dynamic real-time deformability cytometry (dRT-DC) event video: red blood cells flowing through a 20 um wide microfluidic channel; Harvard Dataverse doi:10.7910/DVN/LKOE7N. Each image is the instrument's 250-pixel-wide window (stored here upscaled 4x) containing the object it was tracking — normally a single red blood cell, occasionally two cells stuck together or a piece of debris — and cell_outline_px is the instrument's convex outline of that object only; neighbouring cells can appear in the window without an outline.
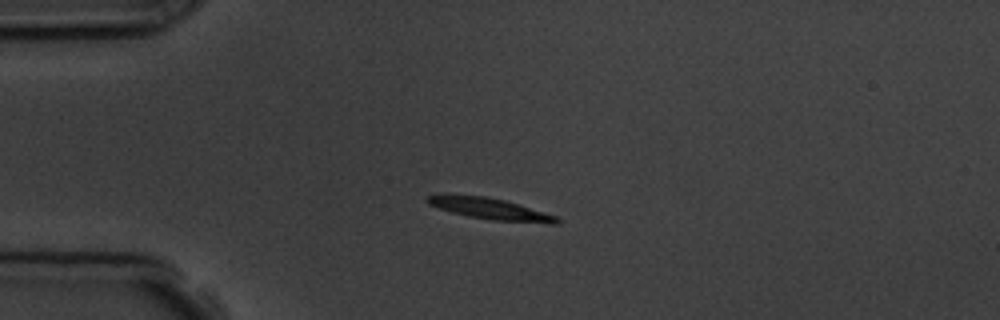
{"species": "common noctule bat (a hibernating species)", "species_latin": "Nyctalus noctula", "temperature_condition": "room temperature", "stored_images_in_passage": 5, "camera_frame_rate_fps": 3000, "um_per_image_px": 0.085, "animal": {"sex": "male", "body_mass_g": 19.5, "forearm_length_mm": 54.6}, "frame": {"image": 1, "passage_image": 4, "time_ms": 4.333, "image_size_px": [1000, 320], "cell_outline_px": [[560, 224], [548, 224], [492, 220], [468, 216], [452, 212], [428, 204], [424, 200], [428, 196], [440, 192], [444, 192], [484, 196], [504, 200], [544, 212], [556, 216], [560, 220]], "centroid_in_image_um": [41.59, 17.72], "position_along_channel_um": 43.4, "area_um2": 16.53}}